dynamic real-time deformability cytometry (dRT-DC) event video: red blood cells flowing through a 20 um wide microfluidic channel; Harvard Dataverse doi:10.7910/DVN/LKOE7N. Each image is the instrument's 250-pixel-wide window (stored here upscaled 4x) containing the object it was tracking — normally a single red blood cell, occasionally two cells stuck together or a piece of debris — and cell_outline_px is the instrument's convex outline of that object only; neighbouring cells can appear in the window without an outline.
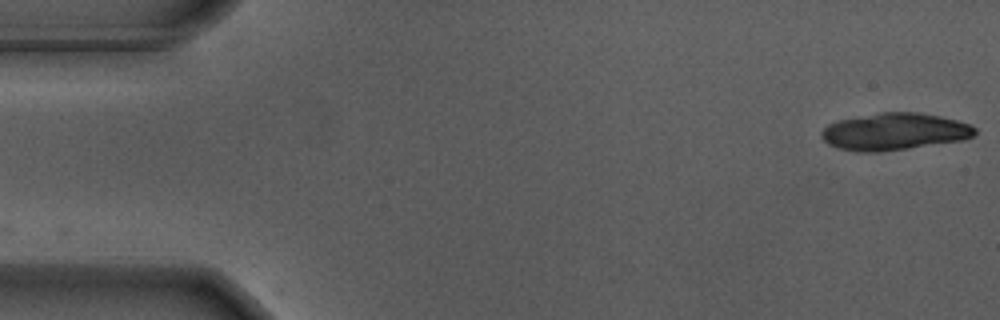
{"species": "Egyptian fruit bat (a non-hibernating species)", "species_latin": "Rousettus aegyptiacus", "temperature_condition": "warm", "stored_images_in_passage": 2, "camera_frame_rate_fps": 3000, "um_per_image_px": 0.085, "animal": {"sex": "male"}, "frame": {"image": 1, "passage_image": 1, "time_ms": 0.0, "image_size_px": [1000, 320], "cell_outline_px": [[976, 132], [972, 136], [960, 140], [908, 148], [880, 152], [856, 152], [840, 148], [828, 144], [820, 136], [820, 132], [828, 124], [836, 120], [880, 112], [916, 112], [940, 116], [972, 124], [976, 128]], "centroid_in_image_um": [75.99, 11.18], "position_along_channel_um": 9.0, "area_um2": 33.12}}